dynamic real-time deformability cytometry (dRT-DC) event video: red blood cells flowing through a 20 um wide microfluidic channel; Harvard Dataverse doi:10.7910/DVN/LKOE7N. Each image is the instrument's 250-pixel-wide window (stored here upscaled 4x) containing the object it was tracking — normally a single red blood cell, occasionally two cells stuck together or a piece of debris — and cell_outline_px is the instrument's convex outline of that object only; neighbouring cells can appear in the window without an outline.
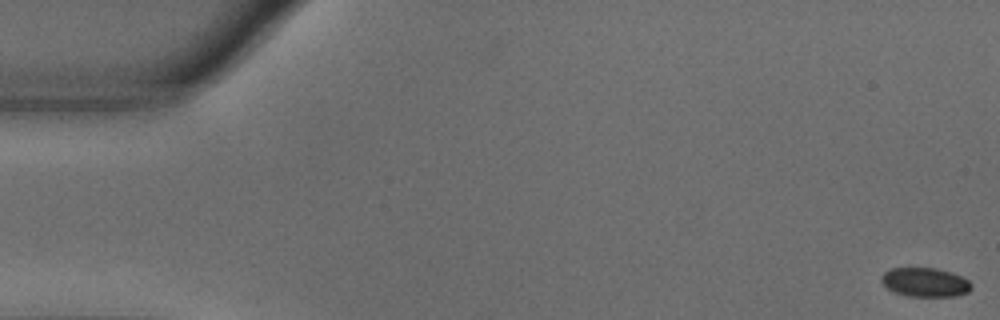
{"species": "common noctule bat (a hibernating species)", "species_latin": "Nyctalus noctula", "temperature_condition": "warm", "stored_images_in_passage": 56, "camera_frame_rate_fps": 3000, "um_per_image_px": 0.085, "animal": {"sex": "male", "body_mass_g": 18.8}, "frame": {"image": 1, "passage_image": 1, "time_ms": 0.0, "image_size_px": [1000, 320], "cell_outline_px": [[972, 288], [968, 292], [956, 296], [908, 296], [896, 292], [888, 288], [880, 280], [880, 276], [888, 268], [936, 268], [952, 272], [968, 280], [972, 284]], "centroid_in_image_um": [78.63, 23.98], "position_along_channel_um": 6.4, "area_um2": 15.26}}
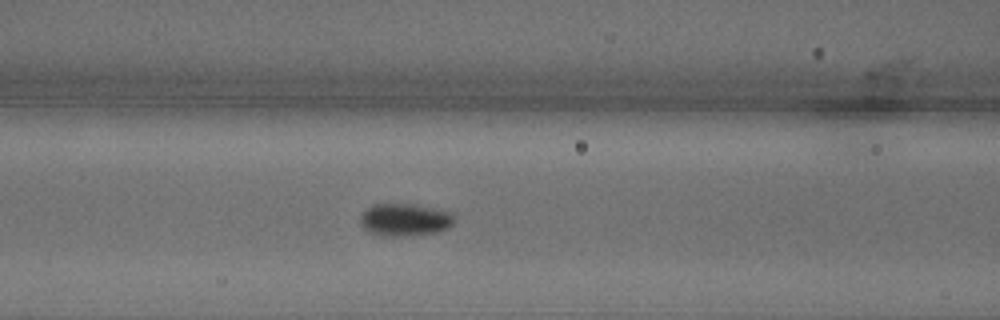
{"frame": {"image": 2, "passage_image": 23, "time_ms": 7.333, "image_size_px": [1000, 320], "cell_outline_px": [[456, 216], [452, 224], [448, 228], [436, 232], [408, 236], [384, 236], [368, 232], [360, 224], [360, 216], [372, 204], [412, 204], [448, 212]], "centroid_in_image_um": [34.38, 18.69], "position_along_channel_um": 132.2, "area_um2": 17.69}}
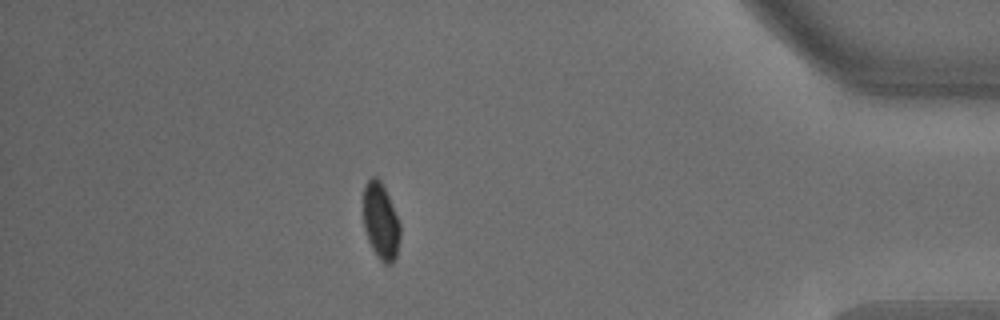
{"frame": {"image": 3, "passage_image": 49, "time_ms": 16.0, "image_size_px": [1000, 320], "cell_outline_px": [[400, 240], [396, 256], [392, 264], [384, 264], [376, 256], [368, 240], [364, 228], [364, 184], [372, 176], [376, 176], [380, 180], [388, 196], [400, 224]], "centroid_in_image_um": [32.36, 18.84], "position_along_channel_um": 402.8, "area_um2": 16.36}, "authors_computed_cell_mechanics": {"area_um2": 16.6464, "velocity_mm_per_s": 3.6277, "shape_relaxation_time_tau1_ms": 3.5386, "shape_relaxation_time_tau2_ms": null, "deformation_change_tau1": 0.1099, "deformation_change_tau2": null}}